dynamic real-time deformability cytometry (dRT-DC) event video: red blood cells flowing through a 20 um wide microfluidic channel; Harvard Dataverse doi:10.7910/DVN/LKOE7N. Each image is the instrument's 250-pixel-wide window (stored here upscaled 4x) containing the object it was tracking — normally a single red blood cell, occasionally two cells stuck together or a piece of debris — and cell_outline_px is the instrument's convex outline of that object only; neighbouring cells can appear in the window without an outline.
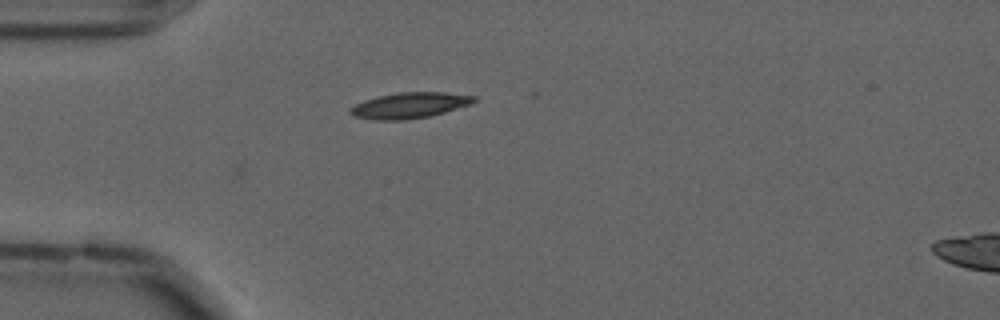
{"species": "common noctule bat (a hibernating species)", "species_latin": "Nyctalus noctula", "temperature_condition": "cold", "stored_images_in_passage": 10, "camera_frame_rate_fps": 3000, "um_per_image_px": 0.085, "animal": {"sex": "male", "forearm_length_mm": 52.5}, "frame": {"image": 1, "passage_image": 1, "time_ms": 0.0, "image_size_px": [1000, 320], "cell_outline_px": [[476, 100], [468, 104], [444, 112], [428, 116], [404, 120], [376, 120], [352, 116], [348, 112], [356, 104], [364, 100], [380, 96], [400, 92], [444, 92], [476, 96]], "centroid_in_image_um": [34.78, 8.95], "position_along_channel_um": 50.2, "area_um2": 18.26}}
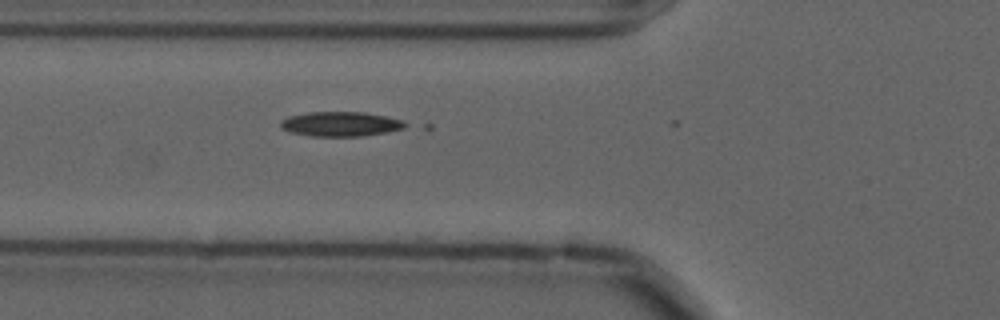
{"frame": {"image": 2, "passage_image": 6, "time_ms": 1.667, "image_size_px": [1000, 320], "cell_outline_px": [[408, 124], [404, 128], [388, 132], [360, 136], [312, 136], [288, 132], [280, 128], [280, 120], [288, 116], [308, 112], [364, 112], [384, 116], [400, 120]], "centroid_in_image_um": [28.89, 10.54], "position_along_channel_um": 96.9, "area_um2": 17.92}}